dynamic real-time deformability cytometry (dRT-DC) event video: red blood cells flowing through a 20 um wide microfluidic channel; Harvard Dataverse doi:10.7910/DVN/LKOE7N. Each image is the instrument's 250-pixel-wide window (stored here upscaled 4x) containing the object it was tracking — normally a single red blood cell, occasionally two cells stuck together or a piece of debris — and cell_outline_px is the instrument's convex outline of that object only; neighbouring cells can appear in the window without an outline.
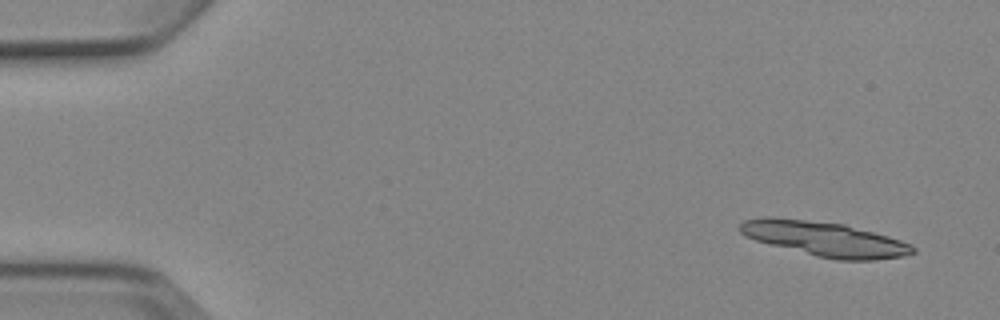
{"species": "Egyptian fruit bat (a non-hibernating species)", "species_latin": "Rousettus aegyptiacus", "temperature_condition": "cold", "stored_images_in_passage": 7, "camera_frame_rate_fps": 3000, "um_per_image_px": 0.085, "animal": {"sex": "female"}, "frame": {"image": 1, "passage_image": 1, "time_ms": 0.0, "image_size_px": [1000, 320], "cell_outline_px": [[916, 252], [904, 256], [872, 260], [836, 260], [816, 256], [756, 240], [744, 236], [740, 232], [740, 224], [744, 220], [764, 216], [768, 216], [844, 224], [888, 236], [912, 244], [916, 248]], "centroid_in_image_um": [70.12, 20.31], "position_along_channel_um": 14.9, "area_um2": 34.68}}
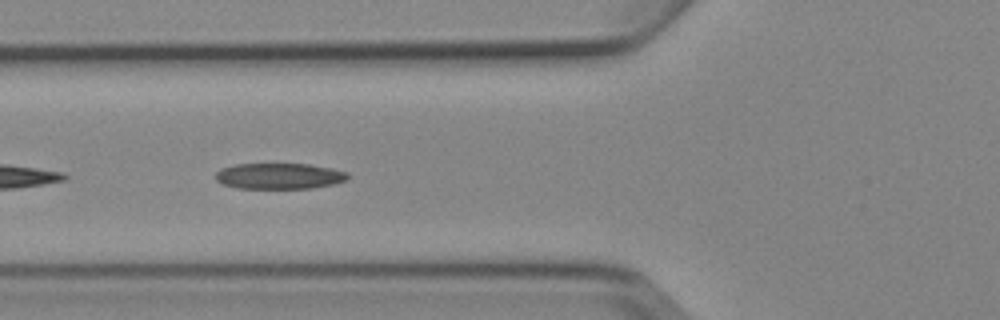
{"frame": {"image": 2, "passage_image": 6, "time_ms": 5.667, "image_size_px": [1000, 320], "cell_outline_px": [[348, 180], [336, 184], [312, 188], [236, 188], [224, 184], [216, 180], [216, 172], [220, 168], [236, 164], [308, 164], [332, 168], [348, 172]], "centroid_in_image_um": [23.77, 14.96], "position_along_channel_um": 102.0, "area_um2": 20.06}}
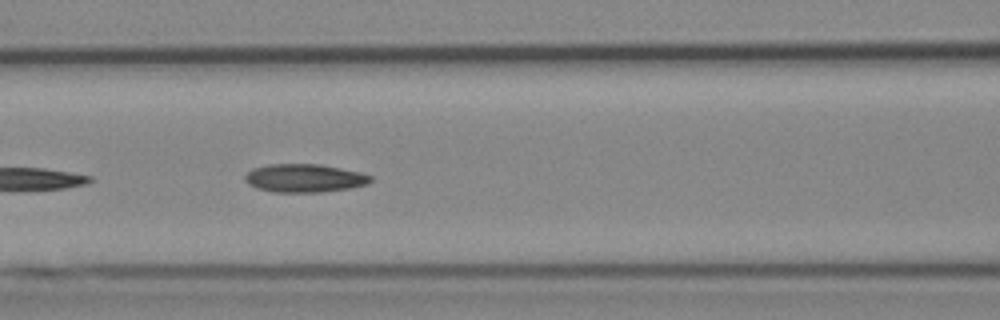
{"frame": {"image": 3, "passage_image": 7, "time_ms": 6.667, "image_size_px": [1000, 320], "cell_outline_px": [[372, 180], [368, 184], [348, 188], [320, 192], [272, 192], [256, 188], [248, 184], [244, 180], [244, 176], [252, 168], [268, 164], [320, 164], [360, 172], [372, 176]], "centroid_in_image_um": [25.84, 15.14], "position_along_channel_um": 140.8, "area_um2": 20.75}}